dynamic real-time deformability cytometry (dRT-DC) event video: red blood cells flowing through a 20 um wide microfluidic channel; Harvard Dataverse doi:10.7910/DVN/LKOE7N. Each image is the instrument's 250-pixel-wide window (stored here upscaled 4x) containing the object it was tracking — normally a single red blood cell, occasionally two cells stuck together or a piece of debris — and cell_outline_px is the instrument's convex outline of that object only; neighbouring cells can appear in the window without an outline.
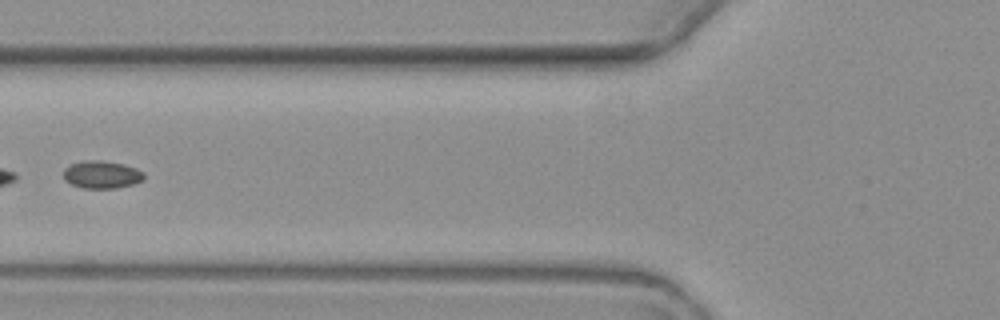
{"species": "common noctule bat (a hibernating species)", "species_latin": "Nyctalus noctula", "temperature_condition": "warm", "stored_images_in_passage": 5, "camera_frame_rate_fps": 3000, "um_per_image_px": 0.085, "animal": {"sex": "female", "body_mass_g": 19.3, "forearm_length_mm": 54.1}, "frame": {"image": 1, "passage_image": 4, "time_ms": 3.667, "image_size_px": [1000, 320], "cell_outline_px": [[144, 180], [132, 184], [116, 188], [84, 188], [72, 184], [64, 180], [64, 168], [68, 164], [80, 160], [100, 160], [124, 164], [136, 168], [144, 172]], "centroid_in_image_um": [8.63, 14.82], "position_along_channel_um": 117.2, "area_um2": 13.12}}
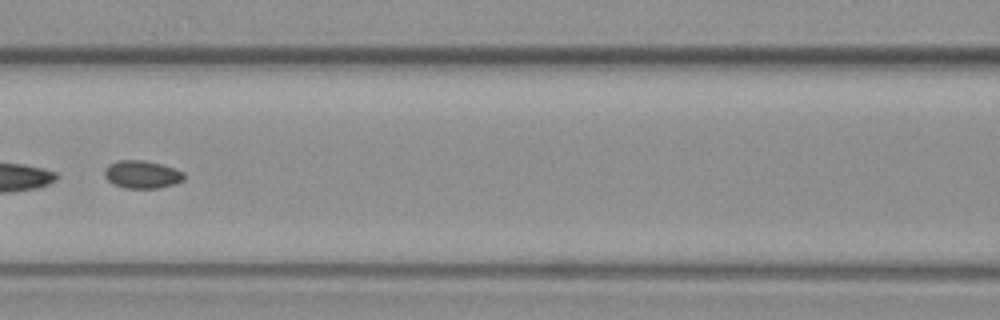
{"frame": {"image": 2, "passage_image": 5, "time_ms": 4.667, "image_size_px": [1000, 320], "cell_outline_px": [[184, 180], [176, 184], [156, 188], [124, 188], [112, 184], [104, 176], [104, 168], [108, 164], [120, 160], [144, 160], [160, 164], [184, 172]], "centroid_in_image_um": [12.04, 14.83], "position_along_channel_um": 154.6, "area_um2": 12.95}}